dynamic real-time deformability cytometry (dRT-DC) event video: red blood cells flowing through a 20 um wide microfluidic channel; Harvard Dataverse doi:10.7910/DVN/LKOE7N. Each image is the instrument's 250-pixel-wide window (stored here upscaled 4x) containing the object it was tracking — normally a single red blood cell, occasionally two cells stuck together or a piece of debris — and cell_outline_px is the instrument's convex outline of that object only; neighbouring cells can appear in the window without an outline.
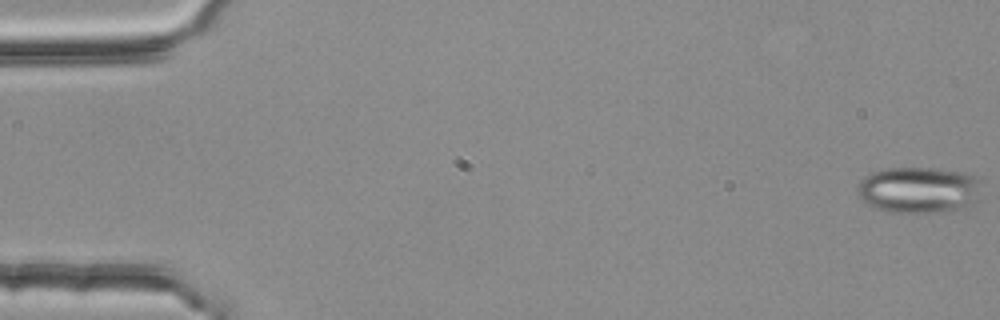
{"species": "common noctule bat (a hibernating species)", "species_latin": "Nyctalus noctula", "temperature_condition": "room temperature", "stored_images_in_passage": 55, "camera_frame_rate_fps": 3000, "um_per_image_px": 0.085, "animal": {"sex": "female", "body_mass_g": 25.1}, "frame": {"image": 1, "passage_image": 1, "time_ms": 0.0, "image_size_px": [1000, 320], "cell_outline_px": [[980, 200], [972, 204], [960, 208], [932, 212], [892, 212], [876, 208], [868, 204], [860, 196], [856, 188], [860, 180], [864, 176], [872, 172], [884, 168], [932, 168], [964, 172], [980, 176]], "centroid_in_image_um": [78.13, 16.12], "position_along_channel_um": 6.9, "area_um2": 33.64}}
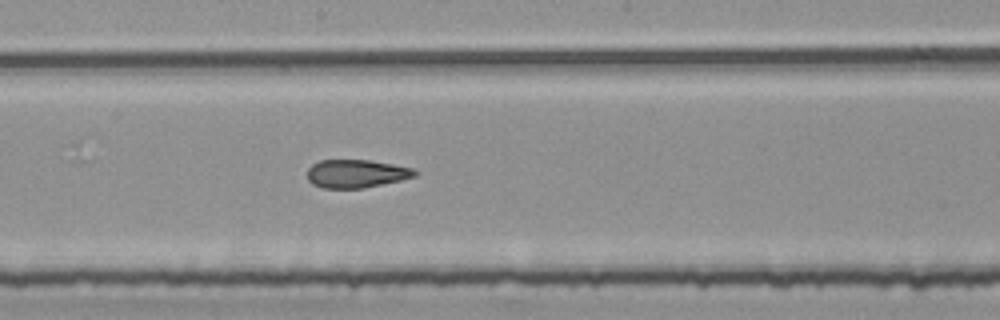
{"frame": {"image": 2, "passage_image": 30, "time_ms": 9.667, "image_size_px": [1000, 320], "cell_outline_px": [[420, 172], [416, 176], [400, 180], [364, 188], [324, 188], [312, 184], [308, 180], [308, 168], [312, 164], [320, 160], [372, 160], [416, 168]], "centroid_in_image_um": [30.33, 14.75], "position_along_channel_um": 217.9, "area_um2": 17.86}}
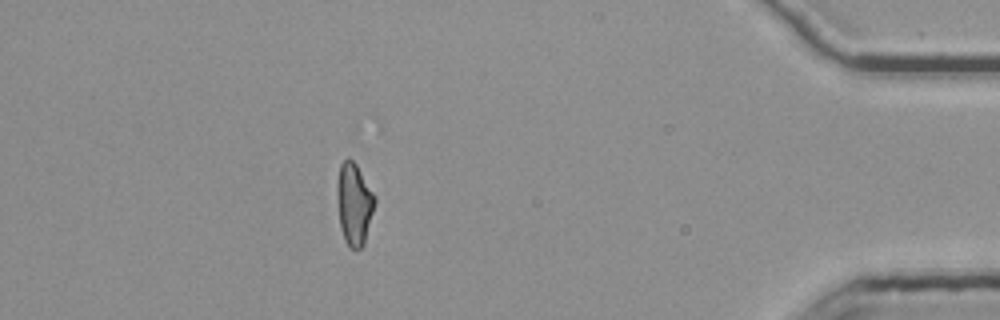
{"frame": {"image": 3, "passage_image": 49, "time_ms": 16.0, "image_size_px": [1000, 320], "cell_outline_px": [[376, 200], [364, 244], [360, 248], [348, 248], [344, 240], [340, 228], [336, 192], [336, 184], [340, 164], [348, 156], [356, 164], [376, 196]], "centroid_in_image_um": [30.08, 17.32], "position_along_channel_um": 405.1, "area_um2": 18.21}, "authors_computed_cell_mechanics": {"area_um2": 18.6116, "velocity_mm_per_s": 3.7898, "shape_relaxation_time_tau1_ms": null, "shape_relaxation_time_tau2_ms": 1.9095, "deformation_change_tau1": null, "deformation_change_tau2": 0.108}}